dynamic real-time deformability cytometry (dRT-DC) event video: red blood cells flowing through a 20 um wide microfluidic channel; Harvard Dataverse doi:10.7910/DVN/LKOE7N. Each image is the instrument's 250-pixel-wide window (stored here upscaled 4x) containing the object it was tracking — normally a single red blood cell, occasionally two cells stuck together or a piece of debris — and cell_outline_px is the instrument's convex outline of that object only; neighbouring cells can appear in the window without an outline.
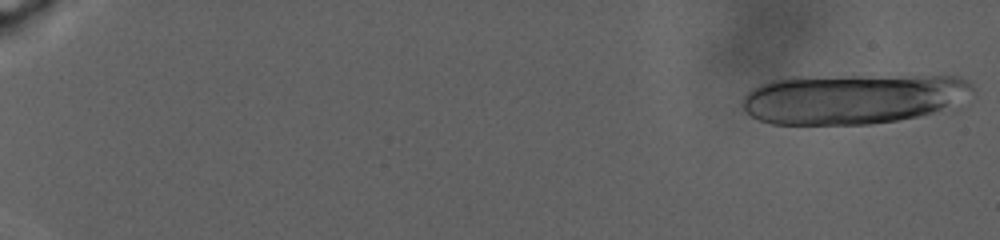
{"species": "human", "species_latin": "Homo sapiens", "temperature_condition": "warm", "stored_images_in_passage": 34, "camera_frame_rate_fps": 3000, "um_per_image_px": 0.085, "donor": {"sex": "male"}, "frame": {"image": 1, "passage_image": 1, "time_ms": 0.0, "image_size_px": [1000, 240], "cell_outline_px": [[976, 88], [940, 108], [932, 112], [916, 116], [896, 120], [868, 124], [772, 124], [760, 120], [752, 116], [744, 108], [744, 96], [752, 88], [760, 84], [772, 80], [792, 76], [956, 76], [968, 80]], "centroid_in_image_um": [72.37, 8.37], "position_along_channel_um": 12.6, "area_um2": 66.3}}
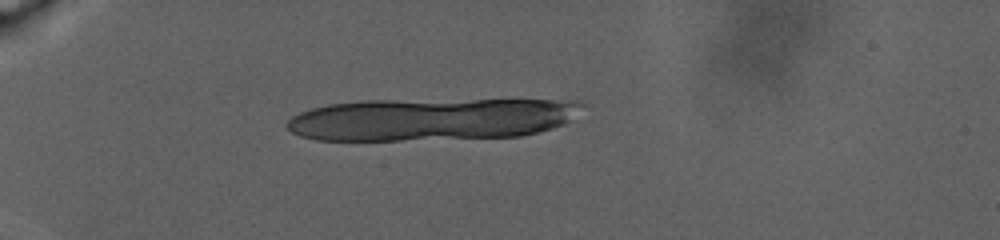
{"frame": {"image": 2, "passage_image": 21, "time_ms": 8.333, "image_size_px": [1000, 240], "cell_outline_px": [[588, 104], [564, 124], [552, 128], [520, 136], [400, 140], [316, 140], [300, 136], [292, 132], [284, 124], [292, 116], [300, 112], [312, 108], [328, 104], [360, 100], [580, 100]], "centroid_in_image_um": [36.64, 10.12], "position_along_channel_um": 48.4, "area_um2": 73.17}}
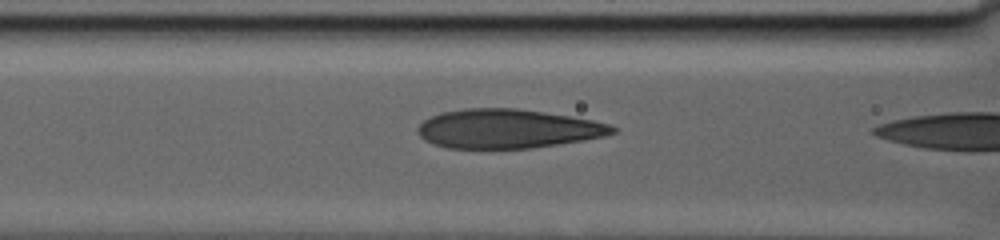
{"frame": {"image": 3, "passage_image": 33, "time_ms": 12.667, "image_size_px": [1000, 240], "cell_outline_px": [[616, 132], [604, 136], [584, 140], [532, 148], [448, 148], [432, 144], [424, 140], [416, 132], [416, 128], [424, 120], [440, 112], [464, 108], [516, 108], [544, 112], [592, 120], [608, 124], [616, 128]], "centroid_in_image_um": [43.1, 10.94], "position_along_channel_um": 123.5, "area_um2": 44.33}}